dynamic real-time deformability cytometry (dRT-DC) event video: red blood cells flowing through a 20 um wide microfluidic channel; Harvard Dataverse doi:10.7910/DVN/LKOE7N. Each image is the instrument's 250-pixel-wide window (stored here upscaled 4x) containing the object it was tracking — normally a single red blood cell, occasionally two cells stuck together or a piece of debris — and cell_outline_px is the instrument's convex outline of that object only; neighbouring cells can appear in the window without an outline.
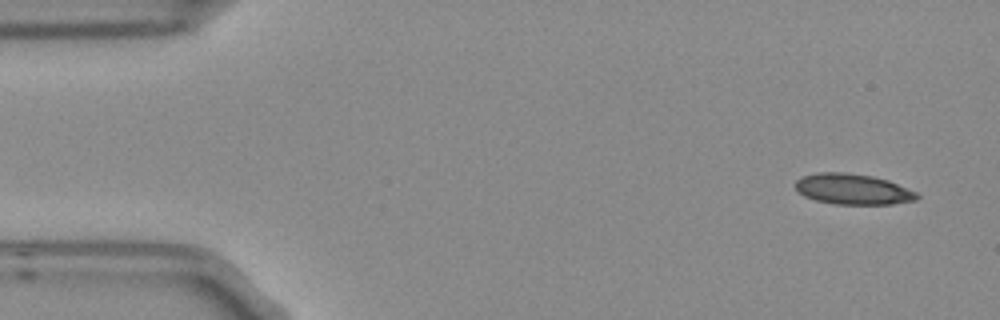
{"species": "Egyptian fruit bat (a non-hibernating species)", "species_latin": "Rousettus aegyptiacus", "temperature_condition": "room temperature", "stored_images_in_passage": 10, "camera_frame_rate_fps": 3000, "um_per_image_px": 0.085, "frame": {"image": 1, "passage_image": 1, "time_ms": 0.0, "image_size_px": [1000, 320], "cell_outline_px": [[920, 196], [916, 200], [892, 204], [836, 204], [816, 200], [804, 196], [792, 184], [796, 180], [804, 176], [816, 172], [844, 172], [872, 176], [888, 180], [916, 192]], "centroid_in_image_um": [72.47, 16.07], "position_along_channel_um": 12.5, "area_um2": 21.68}}
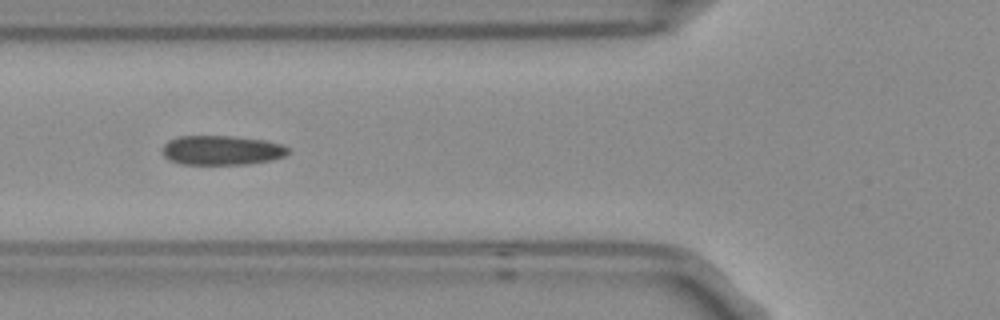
{"frame": {"image": 2, "passage_image": 5, "time_ms": 1.333, "image_size_px": [1000, 320], "cell_outline_px": [[288, 152], [284, 156], [272, 160], [248, 164], [180, 164], [168, 160], [164, 156], [164, 144], [168, 140], [180, 136], [236, 136], [264, 140], [284, 144], [288, 148]], "centroid_in_image_um": [18.86, 12.77], "position_along_channel_um": 106.9, "area_um2": 21.68}}
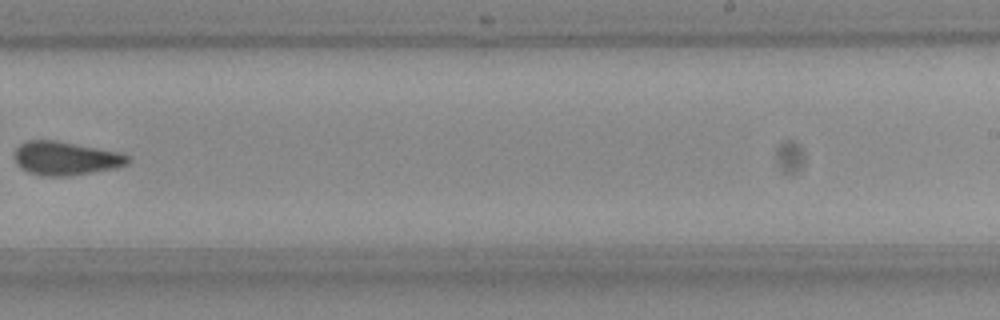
{"frame": {"image": 3, "passage_image": 9, "time_ms": 2.667, "image_size_px": [1000, 320], "cell_outline_px": [[128, 164], [116, 168], [68, 176], [44, 176], [28, 172], [20, 168], [16, 164], [12, 156], [16, 148], [20, 144], [28, 140], [56, 140], [116, 152], [128, 156]], "centroid_in_image_um": [5.5, 13.46], "position_along_channel_um": 283.5, "area_um2": 22.14}}